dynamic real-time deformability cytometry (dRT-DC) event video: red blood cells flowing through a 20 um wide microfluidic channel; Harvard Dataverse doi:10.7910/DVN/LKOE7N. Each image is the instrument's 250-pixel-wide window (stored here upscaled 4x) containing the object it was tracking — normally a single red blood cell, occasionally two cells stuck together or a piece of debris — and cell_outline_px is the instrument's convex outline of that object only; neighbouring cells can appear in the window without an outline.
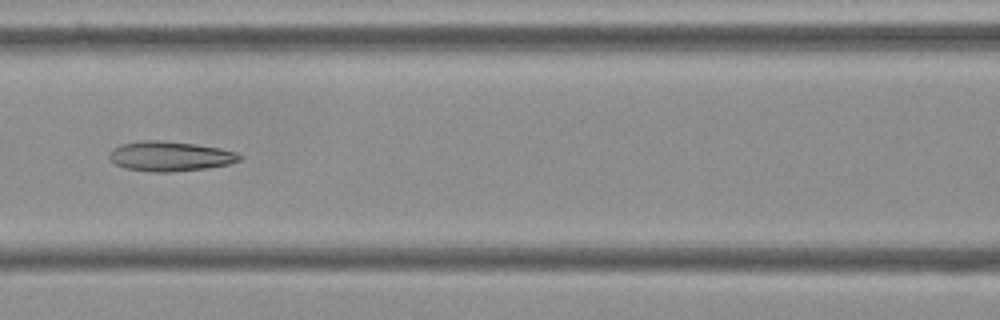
{"species": "Egyptian fruit bat (a non-hibernating species)", "species_latin": "Rousettus aegyptiacus", "temperature_condition": "cold", "stored_images_in_passage": 8, "camera_frame_rate_fps": 3000, "um_per_image_px": 0.085, "frame": {"image": 1, "passage_image": 6, "time_ms": 1.667, "image_size_px": [1000, 320], "cell_outline_px": [[244, 156], [240, 160], [228, 164], [208, 168], [168, 172], [152, 172], [124, 168], [116, 164], [108, 156], [108, 152], [112, 148], [120, 144], [140, 140], [160, 140], [196, 144], [220, 148], [236, 152]], "centroid_in_image_um": [14.43, 13.27], "position_along_channel_um": 152.2, "area_um2": 22.83}}
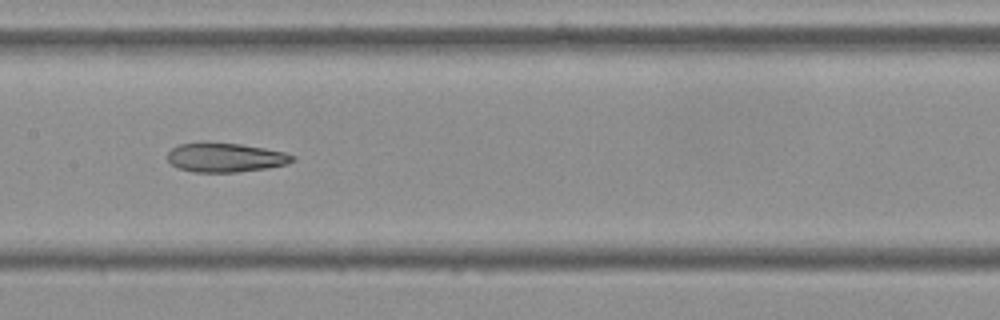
{"frame": {"image": 2, "passage_image": 7, "time_ms": 2.0, "image_size_px": [1000, 320], "cell_outline_px": [[296, 160], [284, 164], [268, 168], [236, 172], [192, 172], [176, 168], [168, 160], [168, 152], [172, 148], [180, 144], [240, 144], [264, 148], [284, 152], [296, 156]], "centroid_in_image_um": [19.18, 13.42], "position_along_channel_um": 188.2, "area_um2": 20.81}}
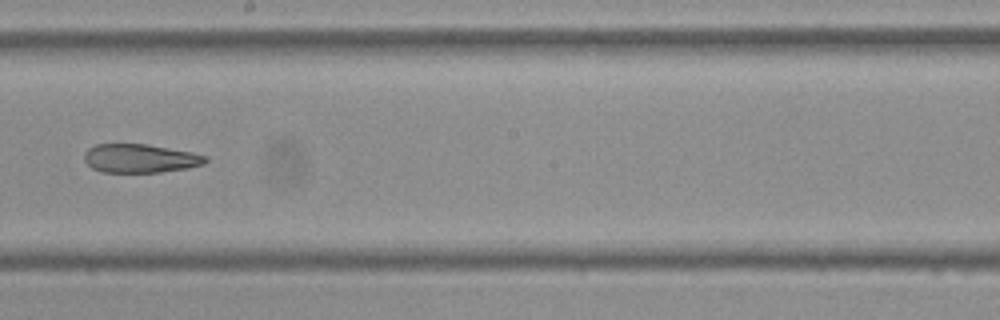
{"frame": {"image": 3, "passage_image": 8, "time_ms": 2.333, "image_size_px": [1000, 320], "cell_outline_px": [[208, 160], [204, 164], [188, 168], [160, 172], [100, 172], [92, 168], [84, 160], [84, 152], [88, 148], [96, 144], [148, 144], [192, 152], [208, 156]], "centroid_in_image_um": [11.91, 13.46], "position_along_channel_um": 236.3, "area_um2": 20.4}}